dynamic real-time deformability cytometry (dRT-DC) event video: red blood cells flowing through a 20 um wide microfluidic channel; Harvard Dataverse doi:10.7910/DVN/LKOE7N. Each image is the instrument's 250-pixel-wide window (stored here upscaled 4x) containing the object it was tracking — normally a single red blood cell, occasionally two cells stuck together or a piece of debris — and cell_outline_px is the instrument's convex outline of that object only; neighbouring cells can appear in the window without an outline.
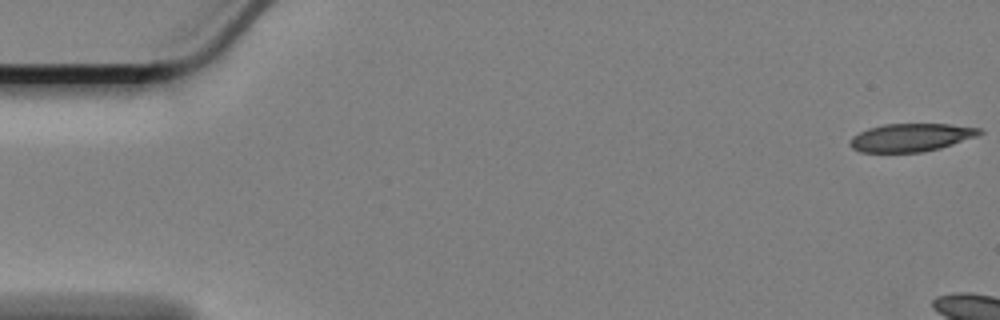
{"species": "Egyptian fruit bat (a non-hibernating species)", "species_latin": "Rousettus aegyptiacus", "temperature_condition": "cold", "stored_images_in_passage": 7, "camera_frame_rate_fps": 3000, "um_per_image_px": 0.085, "animal": {"sex": "female"}, "frame": {"image": 1, "passage_image": 1, "time_ms": 0.0, "image_size_px": [1000, 320], "cell_outline_px": [[984, 132], [976, 136], [940, 148], [920, 152], [860, 152], [852, 148], [848, 144], [852, 136], [868, 128], [884, 124], [948, 124], [980, 128]], "centroid_in_image_um": [77.4, 11.68], "position_along_channel_um": 7.6, "area_um2": 21.04}}